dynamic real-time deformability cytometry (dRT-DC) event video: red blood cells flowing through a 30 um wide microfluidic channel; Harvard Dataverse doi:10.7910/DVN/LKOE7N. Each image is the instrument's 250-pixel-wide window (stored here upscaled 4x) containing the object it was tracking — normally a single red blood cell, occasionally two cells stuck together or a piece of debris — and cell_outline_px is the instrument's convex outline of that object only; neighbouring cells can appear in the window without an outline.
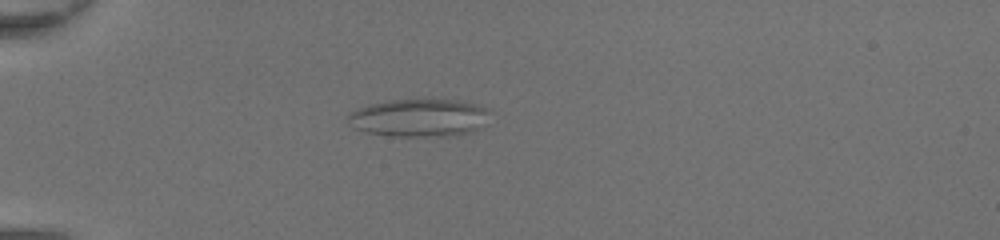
{"species": "common noctule bat (a hibernating species)", "species_latin": "Nyctalus noctula", "temperature_condition": "room temperature", "stored_images_in_passage": 49, "camera_frame_rate_fps": 3000, "um_per_image_px": 0.085, "animal": {"sex": "female", "body_mass_g": 20.0, "forearm_length_mm": 54.0}, "frame": {"image": 1, "passage_image": 16, "time_ms": 5.0, "image_size_px": [1000, 240], "cell_outline_px": [[492, 108], [476, 128], [472, 132], [456, 136], [392, 136], [364, 132], [352, 128], [344, 116], [368, 104], [388, 100], [464, 100], [480, 104]], "centroid_in_image_um": [35.59, 10.01], "position_along_channel_um": 49.4, "area_um2": 31.5}}
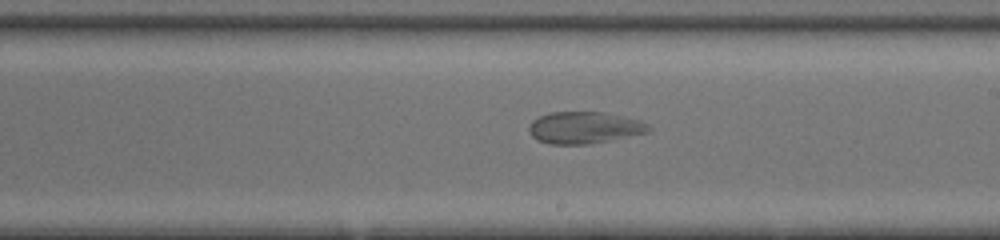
{"frame": {"image": 2, "passage_image": 31, "time_ms": 10.0, "image_size_px": [1000, 240], "cell_outline_px": [[652, 128], [648, 132], [588, 144], [548, 144], [536, 140], [532, 136], [528, 128], [532, 120], [540, 116], [552, 112], [600, 112], [640, 120], [648, 124]], "centroid_in_image_um": [49.63, 10.85], "position_along_channel_um": 239.4, "area_um2": 21.96}}
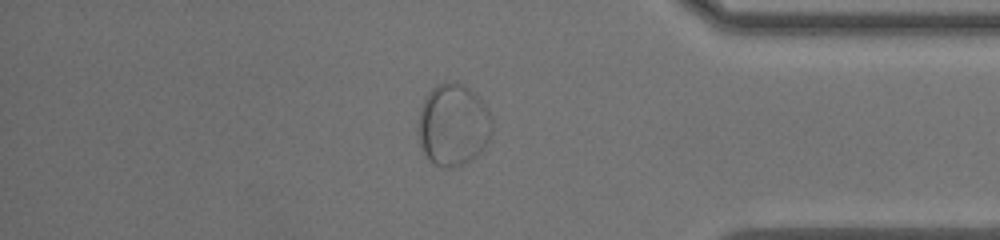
{"frame": {"image": 3, "passage_image": 43, "time_ms": 14.0, "image_size_px": [1000, 240], "cell_outline_px": [[492, 128], [488, 140], [484, 148], [480, 152], [464, 164], [452, 168], [440, 168], [428, 160], [420, 144], [416, 132], [416, 128], [420, 108], [424, 96], [436, 84], [464, 84], [480, 96], [488, 108], [492, 120]], "centroid_in_image_um": [38.49, 10.63], "position_along_channel_um": 396.7, "area_um2": 35.84}}